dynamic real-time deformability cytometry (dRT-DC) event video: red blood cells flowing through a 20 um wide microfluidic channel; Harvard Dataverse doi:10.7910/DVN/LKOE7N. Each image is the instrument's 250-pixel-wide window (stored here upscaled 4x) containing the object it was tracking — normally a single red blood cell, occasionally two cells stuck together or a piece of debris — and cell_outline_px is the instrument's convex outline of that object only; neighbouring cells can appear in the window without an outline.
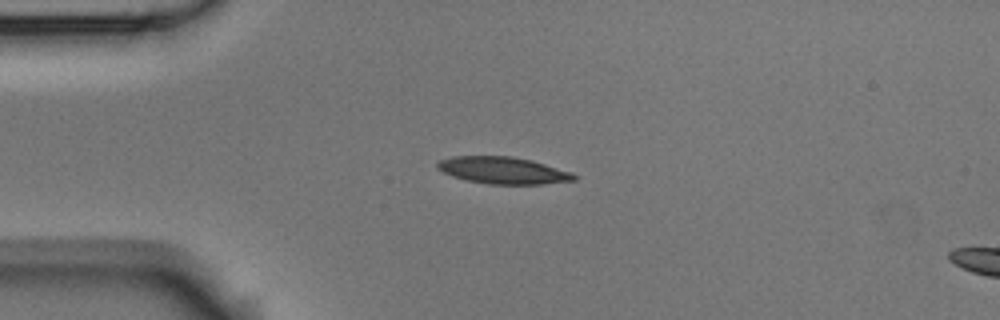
{"species": "Egyptian fruit bat (a non-hibernating species)", "species_latin": "Rousettus aegyptiacus", "temperature_condition": "room temperature", "stored_images_in_passage": 2, "camera_frame_rate_fps": 3000, "um_per_image_px": 0.085, "animal": {"sex": "male"}, "frame": {"image": 1, "passage_image": 1, "time_ms": 0.0, "image_size_px": [1000, 320], "cell_outline_px": [[576, 180], [540, 184], [488, 184], [468, 180], [452, 176], [436, 168], [436, 164], [440, 160], [452, 156], [512, 156], [532, 160], [572, 172], [576, 176]], "centroid_in_image_um": [42.75, 14.47], "position_along_channel_um": 42.2, "area_um2": 21.39}}